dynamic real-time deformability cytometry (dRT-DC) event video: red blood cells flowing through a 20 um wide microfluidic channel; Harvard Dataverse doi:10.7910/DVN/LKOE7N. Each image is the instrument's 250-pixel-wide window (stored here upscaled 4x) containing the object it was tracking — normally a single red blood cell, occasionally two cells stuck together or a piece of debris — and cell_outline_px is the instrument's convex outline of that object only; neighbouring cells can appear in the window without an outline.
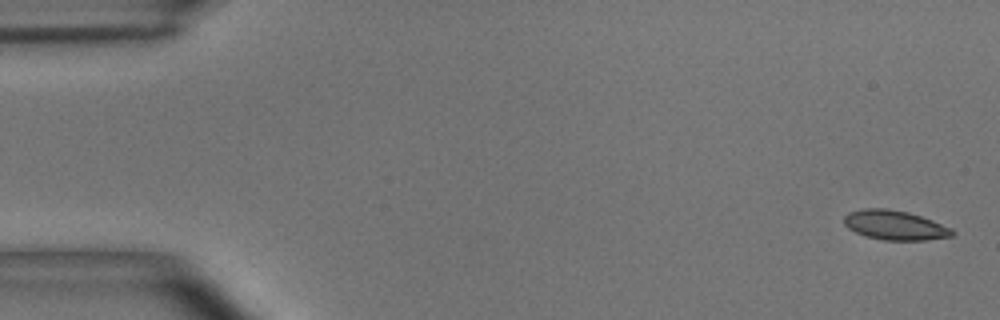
{"species": "common noctule bat (a hibernating species)", "species_latin": "Nyctalus noctula", "temperature_condition": "room temperature", "stored_images_in_passage": 6, "segment_of_instrument_passage": [1, 2], "camera_frame_rate_fps": 3000, "um_per_image_px": 0.085, "animal": {"sex": "male", "body_mass_g": 15.6}, "frame": {"image": 1, "passage_image": 1, "time_ms": 0.0, "image_size_px": [1000, 320], "cell_outline_px": [[956, 232], [952, 236], [924, 240], [884, 240], [864, 236], [848, 228], [844, 224], [844, 216], [848, 212], [864, 208], [888, 208], [908, 212], [932, 220], [952, 228]], "centroid_in_image_um": [76.05, 19.13], "position_along_channel_um": 8.9, "area_um2": 18.67}}
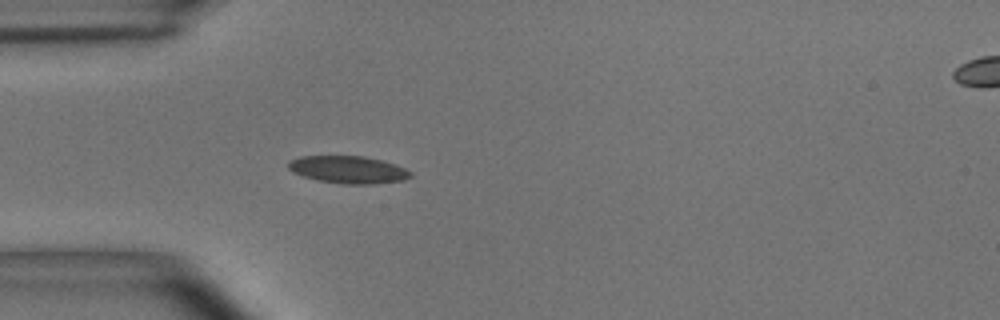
{"frame": {"image": 2, "passage_image": 5, "time_ms": 1.333, "image_size_px": [1000, 320], "cell_outline_px": [[412, 176], [404, 180], [376, 184], [340, 184], [316, 180], [292, 172], [288, 168], [288, 160], [300, 156], [364, 156], [380, 160], [404, 168], [412, 172]], "centroid_in_image_um": [29.57, 14.43], "position_along_channel_um": 55.4, "area_um2": 19.59}}